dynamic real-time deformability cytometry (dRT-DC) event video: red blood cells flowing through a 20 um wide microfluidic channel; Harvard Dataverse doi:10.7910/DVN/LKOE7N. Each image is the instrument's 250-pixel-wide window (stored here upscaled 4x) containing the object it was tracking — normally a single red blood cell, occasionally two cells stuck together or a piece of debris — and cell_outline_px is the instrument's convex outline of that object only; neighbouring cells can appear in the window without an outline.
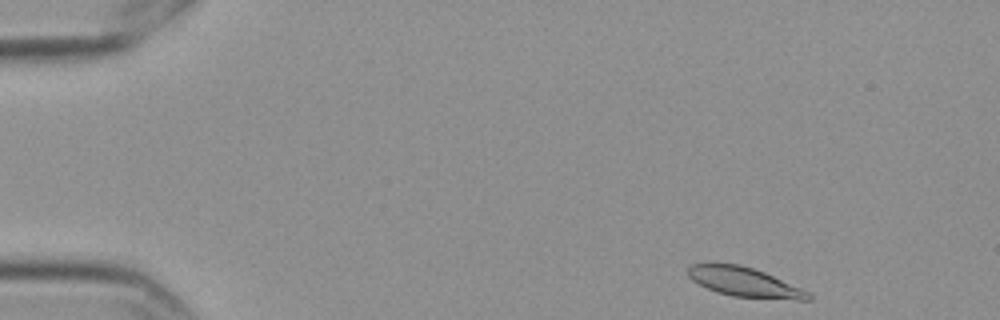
{"species": "Egyptian fruit bat (a non-hibernating species)", "species_latin": "Rousettus aegyptiacus", "temperature_condition": "cold", "stored_images_in_passage": 5, "camera_frame_rate_fps": 3000, "um_per_image_px": 0.085, "frame": {"image": 1, "passage_image": 1, "time_ms": 0.0, "image_size_px": [1000, 320], "cell_outline_px": [[812, 300], [796, 300], [732, 296], [716, 292], [692, 280], [688, 276], [688, 268], [692, 264], [708, 260], [740, 264], [764, 272], [800, 288], [808, 292], [812, 296]], "centroid_in_image_um": [63.2, 23.93], "position_along_channel_um": 21.8, "area_um2": 20.98}}
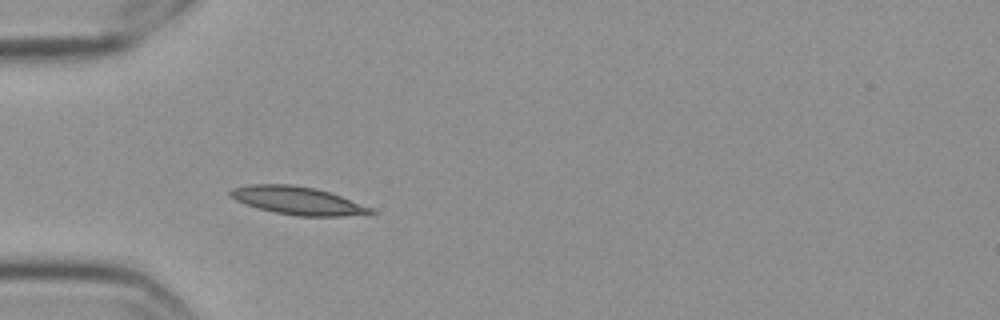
{"frame": {"image": 2, "passage_image": 4, "time_ms": 1.0, "image_size_px": [1000, 320], "cell_outline_px": [[376, 212], [344, 216], [296, 216], [276, 212], [244, 204], [228, 196], [228, 192], [232, 188], [248, 184], [292, 184], [316, 188], [340, 196], [372, 208]], "centroid_in_image_um": [25.23, 17.04], "position_along_channel_um": 59.8, "area_um2": 22.72}}